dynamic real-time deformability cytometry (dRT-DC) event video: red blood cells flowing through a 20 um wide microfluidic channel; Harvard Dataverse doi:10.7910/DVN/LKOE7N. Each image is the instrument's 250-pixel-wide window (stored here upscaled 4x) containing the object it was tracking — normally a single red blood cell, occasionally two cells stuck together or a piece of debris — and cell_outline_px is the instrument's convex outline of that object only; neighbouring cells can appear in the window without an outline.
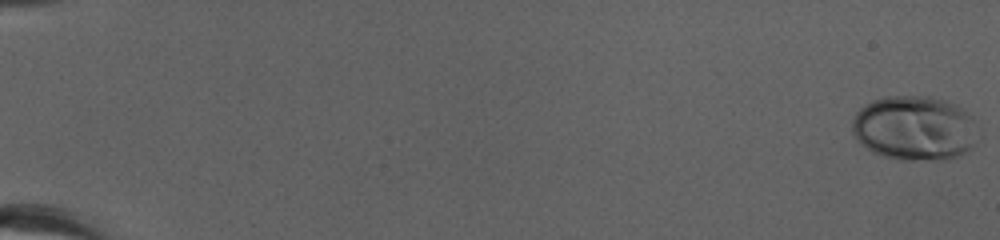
{"species": "human", "species_latin": "Homo sapiens", "temperature_condition": "cold", "stored_images_in_passage": 53, "camera_frame_rate_fps": 3000, "um_per_image_px": 0.085, "donor": {"sex": "female"}, "frame": {"image": 1, "passage_image": 1, "time_ms": 0.0, "image_size_px": [1000, 240], "cell_outline_px": [[972, 144], [968, 152], [960, 156], [944, 160], [896, 160], [872, 152], [856, 140], [852, 132], [852, 120], [856, 112], [860, 108], [872, 100], [884, 96], [928, 96], [944, 100], [956, 104], [968, 112], [972, 116]], "centroid_in_image_um": [77.66, 10.89], "position_along_channel_um": 7.3, "area_um2": 47.4}}
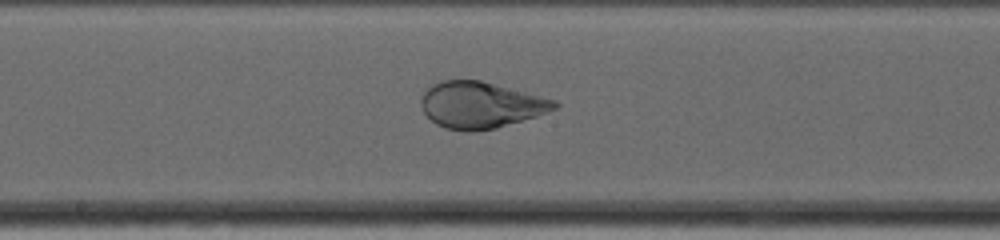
{"frame": {"image": 2, "passage_image": 31, "time_ms": 10.0, "image_size_px": [1000, 240], "cell_outline_px": [[560, 104], [556, 108], [548, 112], [536, 116], [496, 128], [472, 132], [468, 132], [444, 128], [436, 124], [424, 112], [420, 104], [420, 100], [424, 92], [432, 84], [440, 80], [480, 80], [556, 100]], "centroid_in_image_um": [40.83, 8.93], "position_along_channel_um": 207.4, "area_um2": 36.01}}
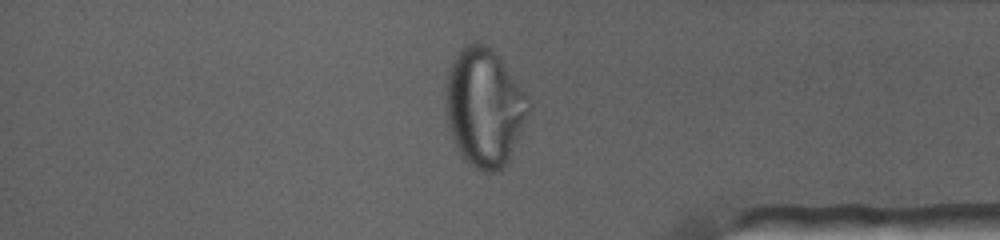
{"frame": {"image": 3, "passage_image": 46, "time_ms": 15.0, "image_size_px": [1000, 240], "cell_outline_px": [[532, 104], [508, 164], [504, 168], [496, 172], [480, 172], [464, 160], [448, 128], [444, 108], [444, 84], [448, 72], [456, 56], [468, 44], [476, 40], [484, 44], [500, 60]], "centroid_in_image_um": [41.13, 9.2], "position_along_channel_um": 394.1, "area_um2": 56.88}, "authors_computed_cell_mechanics": {"area_um2": 42.3096, "velocity_mm_per_s": 4.0131, "shape_relaxation_time_tau1_ms": 8.5808, "shape_relaxation_time_tau2_ms": null, "deformation_change_tau1": 0.365, "deformation_change_tau2": null}}